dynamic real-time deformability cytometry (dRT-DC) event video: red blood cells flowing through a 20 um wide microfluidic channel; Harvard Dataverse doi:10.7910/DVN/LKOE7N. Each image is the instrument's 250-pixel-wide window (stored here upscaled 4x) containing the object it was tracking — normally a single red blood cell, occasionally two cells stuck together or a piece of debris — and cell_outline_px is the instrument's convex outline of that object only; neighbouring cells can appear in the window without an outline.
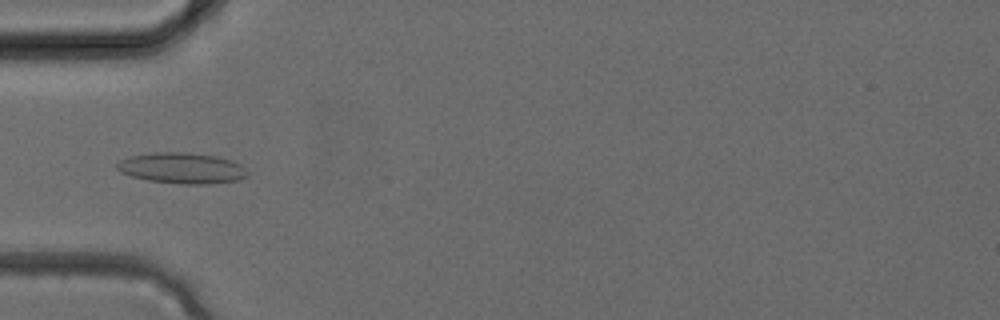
{"species": "common noctule bat (a hibernating species)", "species_latin": "Nyctalus noctula", "temperature_condition": "cold", "stored_images_in_passage": 4, "camera_frame_rate_fps": 3000, "um_per_image_px": 0.085, "animal": {"sex": "female", "body_mass_g": 24.6, "forearm_length_mm": 56.2}, "frame": {"image": 1, "passage_image": 4, "time_ms": 1.0, "image_size_px": [1000, 320], "cell_outline_px": [[248, 176], [240, 180], [208, 184], [180, 184], [148, 180], [132, 176], [120, 172], [116, 168], [116, 164], [120, 160], [132, 156], [152, 152], [188, 152], [216, 156], [232, 160], [240, 164], [248, 172]], "centroid_in_image_um": [15.48, 14.29], "position_along_channel_um": 69.5, "area_um2": 23.58}}